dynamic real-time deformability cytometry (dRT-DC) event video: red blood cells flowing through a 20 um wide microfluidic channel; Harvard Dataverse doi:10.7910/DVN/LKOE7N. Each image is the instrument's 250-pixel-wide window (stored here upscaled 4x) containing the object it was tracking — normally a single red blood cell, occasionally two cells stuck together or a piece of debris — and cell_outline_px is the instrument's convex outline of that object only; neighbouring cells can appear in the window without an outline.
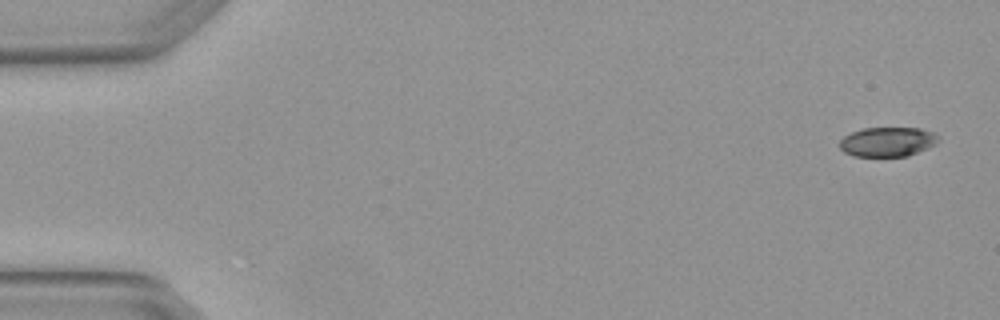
{"species": "Egyptian fruit bat (a non-hibernating species)", "species_latin": "Rousettus aegyptiacus", "temperature_condition": "warm", "stored_images_in_passage": 4, "camera_frame_rate_fps": 3000, "um_per_image_px": 0.085, "animal": {"sex": "female"}, "frame": {"image": 1, "passage_image": 1, "time_ms": 0.0, "image_size_px": [1000, 320], "cell_outline_px": [[940, 140], [936, 144], [928, 148], [908, 156], [852, 156], [844, 152], [840, 148], [840, 140], [844, 136], [852, 132], [864, 128], [920, 128], [936, 132], [940, 136]], "centroid_in_image_um": [75.49, 12.05], "position_along_channel_um": 9.5, "area_um2": 17.17}}